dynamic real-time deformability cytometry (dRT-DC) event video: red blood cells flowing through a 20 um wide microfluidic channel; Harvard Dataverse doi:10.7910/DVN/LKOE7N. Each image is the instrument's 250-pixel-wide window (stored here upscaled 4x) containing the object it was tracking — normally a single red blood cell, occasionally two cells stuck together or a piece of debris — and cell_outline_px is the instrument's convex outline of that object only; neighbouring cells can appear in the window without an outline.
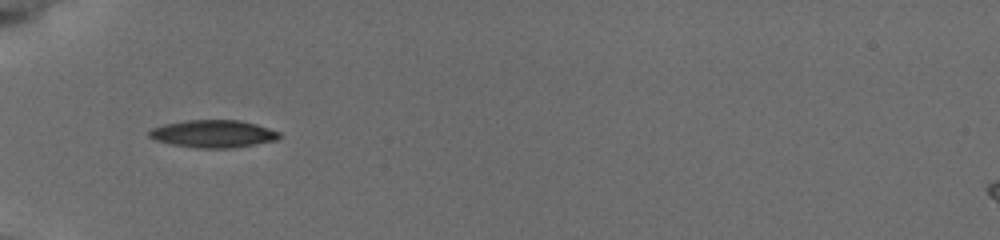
{"species": "common noctule bat (a hibernating species)", "species_latin": "Nyctalus noctula", "temperature_condition": "cold", "stored_images_in_passage": 36, "camera_frame_rate_fps": 3000, "um_per_image_px": 0.085, "animal": {"sex": "female", "body_mass_g": 19.5, "forearm_length_mm": 54.1}, "frame": {"image": 1, "passage_image": 1, "time_ms": 0.0, "image_size_px": [1000, 240], "cell_outline_px": [[280, 136], [276, 140], [256, 144], [232, 148], [196, 148], [172, 144], [156, 140], [148, 136], [148, 132], [152, 128], [164, 124], [184, 120], [240, 120], [256, 124], [280, 132]], "centroid_in_image_um": [18.11, 11.37], "position_along_channel_um": 66.9, "area_um2": 20.87}}
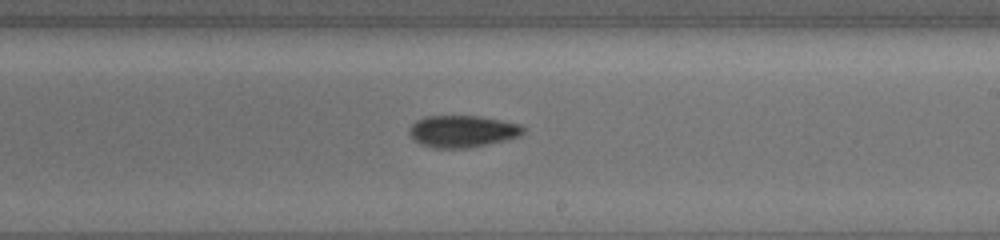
{"frame": {"image": 2, "passage_image": 16, "time_ms": 5.0, "image_size_px": [1000, 240], "cell_outline_px": [[524, 132], [520, 136], [508, 140], [468, 148], [436, 148], [420, 144], [412, 140], [408, 132], [408, 128], [416, 120], [424, 116], [480, 116], [520, 124], [524, 128]], "centroid_in_image_um": [39.28, 11.16], "position_along_channel_um": 249.7, "area_um2": 21.44}}
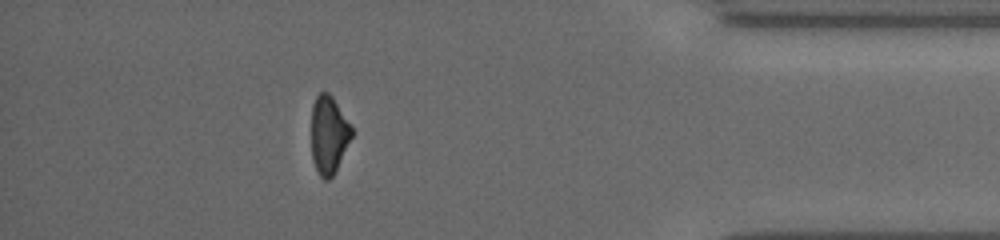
{"frame": {"image": 3, "passage_image": 31, "time_ms": 10.0, "image_size_px": [1000, 240], "cell_outline_px": [[352, 136], [332, 176], [328, 180], [324, 180], [320, 176], [312, 160], [312, 104], [316, 96], [320, 92], [328, 92], [332, 96], [352, 128]], "centroid_in_image_um": [27.92, 11.44], "position_along_channel_um": 407.3, "area_um2": 17.92}, "authors_computed_cell_mechanics": {"area_um2": 20.1433, "velocity_mm_per_s": 3.7891, "shape_relaxation_time_tau1_ms": 1.8707, "shape_relaxation_time_tau2_ms": 7.0426, "deformation_change_tau1": 0.1246, "deformation_change_tau2": 0.1482}}